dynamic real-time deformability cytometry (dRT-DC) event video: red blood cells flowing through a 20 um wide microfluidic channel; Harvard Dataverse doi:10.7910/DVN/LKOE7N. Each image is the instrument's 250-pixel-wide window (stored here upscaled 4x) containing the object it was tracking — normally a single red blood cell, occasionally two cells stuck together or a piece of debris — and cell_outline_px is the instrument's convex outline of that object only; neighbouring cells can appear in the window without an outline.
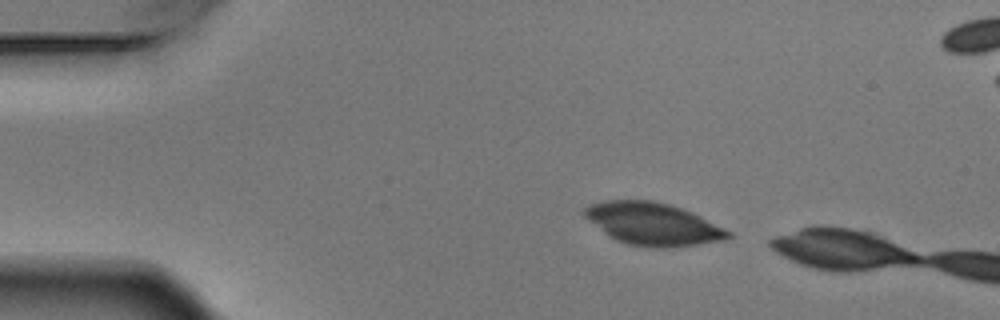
{"species": "Egyptian fruit bat (a non-hibernating species)", "species_latin": "Rousettus aegyptiacus", "temperature_condition": "warm", "stored_images_in_passage": 3, "camera_frame_rate_fps": 3000, "um_per_image_px": 0.085, "animal": {"sex": "male"}, "frame": {"image": 1, "passage_image": 1, "time_ms": 0.0, "image_size_px": [1000, 320], "cell_outline_px": [[732, 236], [724, 240], [672, 248], [652, 248], [628, 244], [616, 240], [608, 236], [588, 220], [584, 216], [584, 208], [592, 204], [604, 200], [652, 200], [668, 204], [692, 212], [732, 232]], "centroid_in_image_um": [55.49, 19.05], "position_along_channel_um": 29.5, "area_um2": 35.55}}